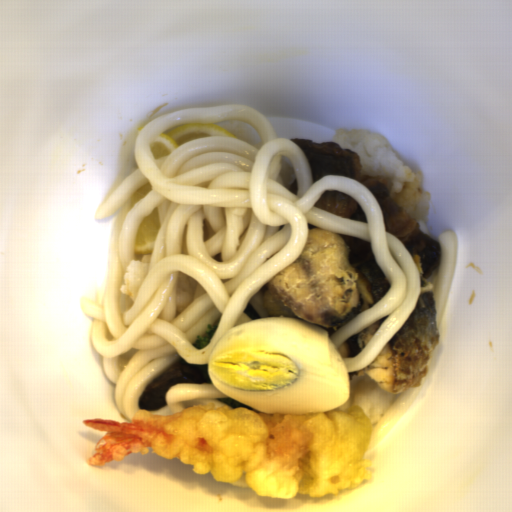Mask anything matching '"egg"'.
Masks as SVG:
<instances>
[{"label": "egg", "instance_id": "d2b9013d", "mask_svg": "<svg viewBox=\"0 0 512 512\" xmlns=\"http://www.w3.org/2000/svg\"><path fill=\"white\" fill-rule=\"evenodd\" d=\"M214 387L269 414L331 411L350 399L347 367L329 332L300 318L239 324L212 347Z\"/></svg>", "mask_w": 512, "mask_h": 512}]
</instances>
